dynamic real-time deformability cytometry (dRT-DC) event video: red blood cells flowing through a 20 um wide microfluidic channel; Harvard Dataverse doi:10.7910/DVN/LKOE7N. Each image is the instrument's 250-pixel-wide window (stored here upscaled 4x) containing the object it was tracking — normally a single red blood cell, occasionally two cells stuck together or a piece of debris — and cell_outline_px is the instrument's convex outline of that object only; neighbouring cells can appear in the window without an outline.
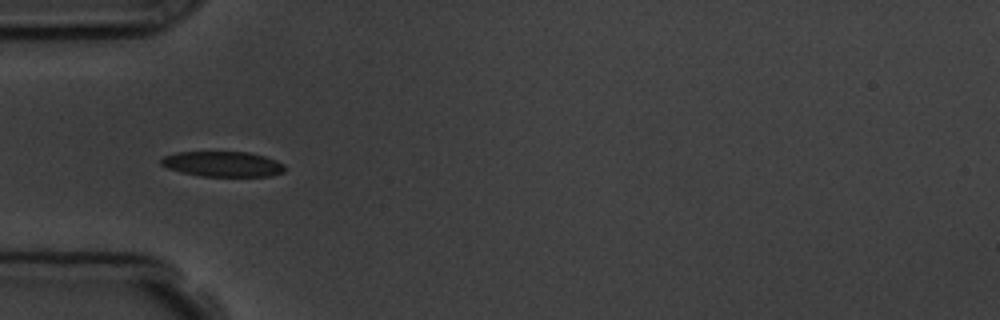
{"species": "common noctule bat (a hibernating species)", "species_latin": "Nyctalus noctula", "temperature_condition": "room temperature", "stored_images_in_passage": 8, "camera_frame_rate_fps": 3000, "um_per_image_px": 0.085, "animal": {"sex": "male", "body_mass_g": 19.5, "forearm_length_mm": 54.6}, "frame": {"image": 1, "passage_image": 6, "time_ms": 5.667, "image_size_px": [1000, 320], "cell_outline_px": [[284, 172], [272, 176], [200, 176], [180, 172], [168, 168], [160, 164], [160, 160], [164, 156], [176, 152], [248, 152], [264, 156], [276, 160], [284, 164]], "centroid_in_image_um": [18.92, 13.94], "position_along_channel_um": 66.1, "area_um2": 18.26}}